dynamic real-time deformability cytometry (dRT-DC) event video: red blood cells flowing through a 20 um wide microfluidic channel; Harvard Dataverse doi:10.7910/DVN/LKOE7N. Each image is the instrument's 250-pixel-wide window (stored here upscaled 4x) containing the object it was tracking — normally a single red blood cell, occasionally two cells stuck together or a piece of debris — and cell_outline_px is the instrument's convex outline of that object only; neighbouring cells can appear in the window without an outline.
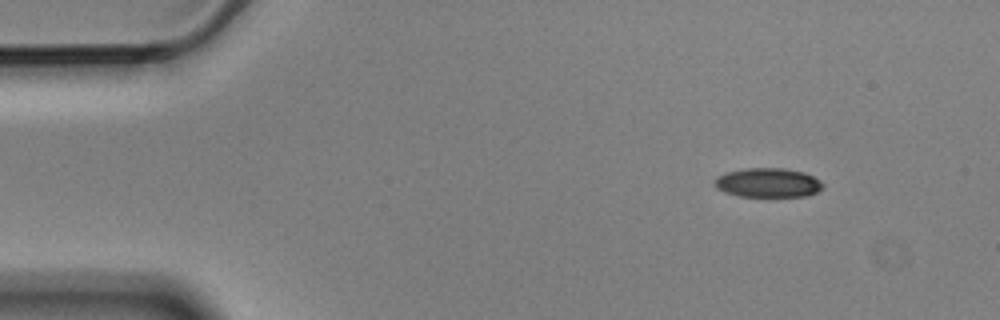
{"species": "Egyptian fruit bat (a non-hibernating species)", "species_latin": "Rousettus aegyptiacus", "temperature_condition": "cold", "stored_images_in_passage": 3, "camera_frame_rate_fps": 3000, "um_per_image_px": 0.085, "animal": {"sex": "male"}, "frame": {"image": 1, "passage_image": 1, "time_ms": 0.0, "image_size_px": [1000, 320], "cell_outline_px": [[824, 184], [816, 192], [808, 196], [740, 196], [724, 192], [716, 188], [716, 176], [728, 172], [744, 168], [784, 168], [804, 172], [820, 180]], "centroid_in_image_um": [65.28, 15.52], "position_along_channel_um": 19.7, "area_um2": 18.32}}
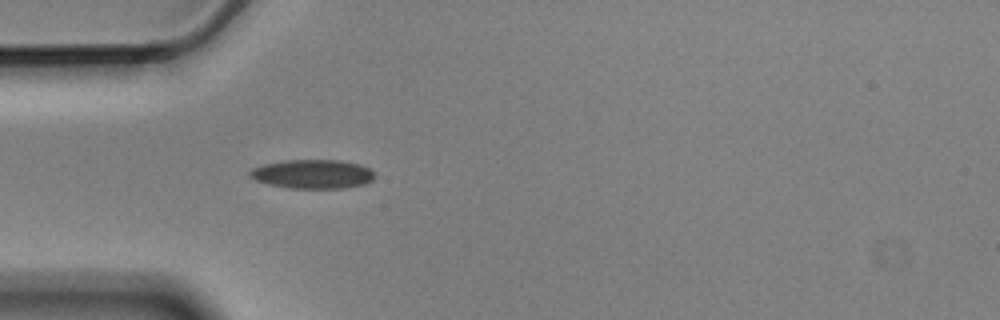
{"frame": {"image": 2, "passage_image": 3, "time_ms": 0.667, "image_size_px": [1000, 320], "cell_outline_px": [[376, 176], [372, 180], [364, 184], [344, 188], [292, 188], [268, 184], [256, 180], [248, 176], [248, 172], [252, 168], [264, 164], [288, 160], [340, 160], [360, 164], [368, 168]], "centroid_in_image_um": [26.57, 14.79], "position_along_channel_um": 58.4, "area_um2": 21.04}}